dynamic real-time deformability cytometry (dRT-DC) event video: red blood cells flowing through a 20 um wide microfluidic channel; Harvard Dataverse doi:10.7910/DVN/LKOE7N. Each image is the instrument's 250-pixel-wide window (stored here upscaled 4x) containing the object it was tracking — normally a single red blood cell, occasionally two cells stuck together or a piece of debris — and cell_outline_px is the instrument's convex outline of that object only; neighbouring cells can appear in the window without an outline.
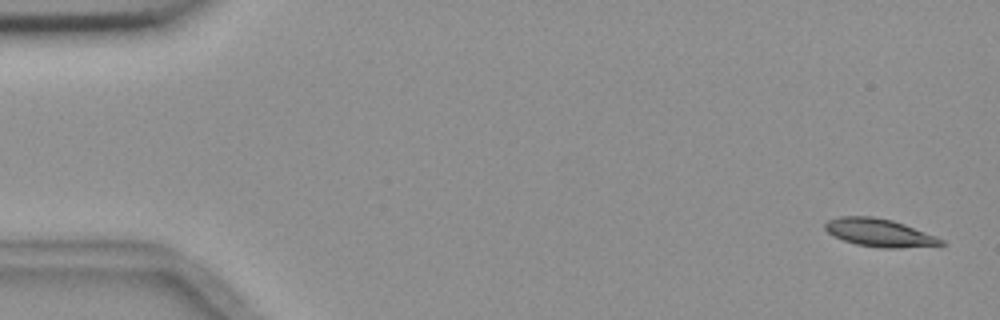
{"species": "common noctule bat (a hibernating species)", "species_latin": "Nyctalus noctula", "temperature_condition": "room temperature", "stored_images_in_passage": 5, "camera_frame_rate_fps": 3000, "um_per_image_px": 0.085, "animal": {"sex": "female", "body_mass_g": 18.4}, "frame": {"image": 1, "passage_image": 1, "time_ms": 0.0, "image_size_px": [1000, 320], "cell_outline_px": [[944, 244], [900, 248], [880, 248], [856, 244], [832, 236], [824, 228], [824, 224], [828, 220], [840, 216], [872, 216], [892, 220], [904, 224], [944, 240]], "centroid_in_image_um": [74.68, 19.77], "position_along_channel_um": 10.3, "area_um2": 18.67}}
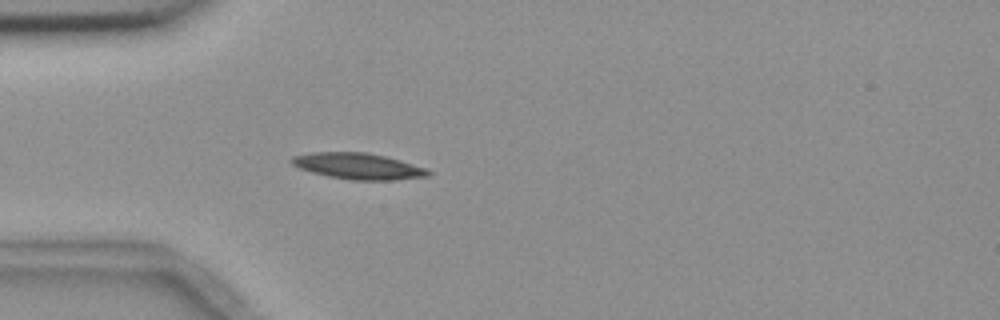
{"frame": {"image": 2, "passage_image": 5, "time_ms": 4.667, "image_size_px": [1000, 320], "cell_outline_px": [[432, 172], [428, 176], [396, 180], [352, 180], [328, 176], [312, 172], [300, 168], [292, 164], [288, 160], [292, 156], [312, 152], [364, 152], [384, 156], [400, 160], [428, 168]], "centroid_in_image_um": [30.45, 14.12], "position_along_channel_um": 54.5, "area_um2": 20.87}}